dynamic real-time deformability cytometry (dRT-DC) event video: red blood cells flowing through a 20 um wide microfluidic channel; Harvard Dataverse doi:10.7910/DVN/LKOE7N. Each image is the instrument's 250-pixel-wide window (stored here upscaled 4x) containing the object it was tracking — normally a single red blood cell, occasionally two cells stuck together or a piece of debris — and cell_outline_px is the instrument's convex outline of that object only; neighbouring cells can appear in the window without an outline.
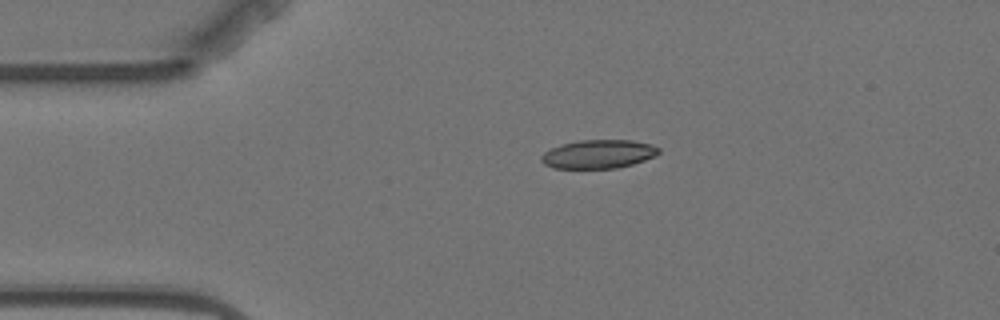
{"species": "Egyptian fruit bat (a non-hibernating species)", "species_latin": "Rousettus aegyptiacus", "temperature_condition": "warm", "stored_images_in_passage": 3, "camera_frame_rate_fps": 3000, "um_per_image_px": 0.085, "animal": {"sex": "female"}, "frame": {"image": 1, "passage_image": 3, "time_ms": 4.0, "image_size_px": [1000, 320], "cell_outline_px": [[660, 152], [656, 156], [632, 164], [616, 168], [552, 168], [544, 164], [540, 160], [540, 156], [544, 152], [552, 148], [564, 144], [580, 140], [632, 140], [652, 144], [660, 148]], "centroid_in_image_um": [50.88, 13.1], "position_along_channel_um": 34.1, "area_um2": 19.59}}